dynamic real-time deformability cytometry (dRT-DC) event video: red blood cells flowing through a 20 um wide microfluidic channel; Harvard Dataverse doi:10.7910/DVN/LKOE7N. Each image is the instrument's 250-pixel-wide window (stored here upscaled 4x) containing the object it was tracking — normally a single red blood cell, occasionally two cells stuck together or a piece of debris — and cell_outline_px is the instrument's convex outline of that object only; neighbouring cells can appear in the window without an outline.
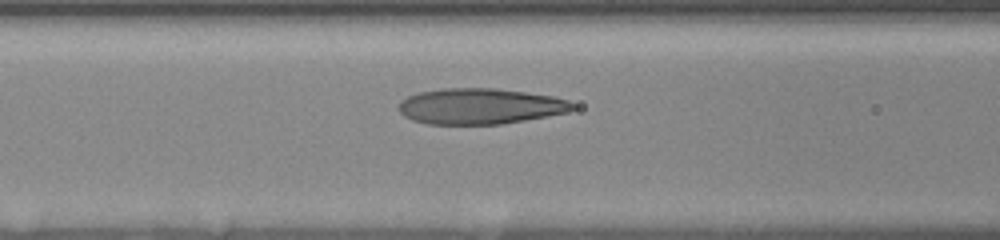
{"species": "human", "species_latin": "Homo sapiens", "temperature_condition": "room temperature", "stored_images_in_passage": 7, "segment_of_instrument_passage": [1, 2], "camera_frame_rate_fps": 3000, "um_per_image_px": 0.085, "donor": {"sex": "female"}, "frame": {"image": 1, "passage_image": 6, "time_ms": 3.667, "image_size_px": [1000, 240], "cell_outline_px": [[576, 108], [568, 112], [524, 120], [500, 124], [428, 124], [412, 120], [404, 116], [400, 112], [400, 100], [408, 96], [420, 92], [444, 88], [496, 88], [552, 96], [568, 100]], "centroid_in_image_um": [40.79, 9.03], "position_along_channel_um": 125.8, "area_um2": 36.07}}